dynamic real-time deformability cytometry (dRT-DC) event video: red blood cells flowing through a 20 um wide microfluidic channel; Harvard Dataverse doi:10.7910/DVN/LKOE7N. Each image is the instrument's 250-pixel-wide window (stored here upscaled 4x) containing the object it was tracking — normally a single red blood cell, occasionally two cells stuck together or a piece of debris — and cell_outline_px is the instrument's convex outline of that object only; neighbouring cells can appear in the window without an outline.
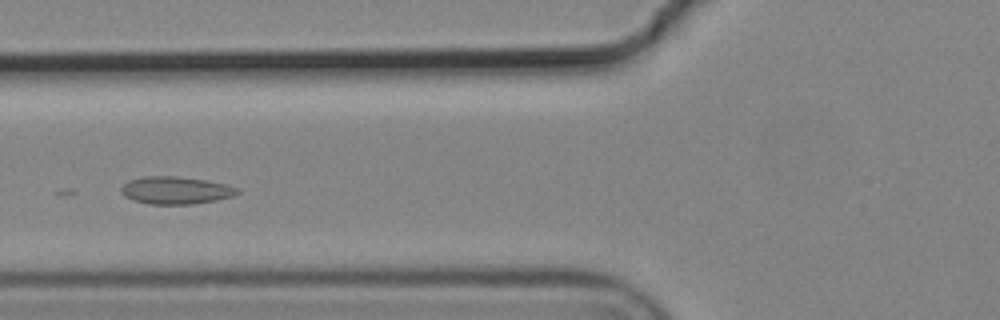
{"species": "common noctule bat (a hibernating species)", "species_latin": "Nyctalus noctula", "temperature_condition": "cold", "stored_images_in_passage": 6, "camera_frame_rate_fps": 3000, "um_per_image_px": 0.085, "animal": {"sex": "male", "body_mass_g": 19.2, "forearm_length_mm": 51.8}, "frame": {"image": 1, "passage_image": 4, "time_ms": 1.0, "image_size_px": [1000, 320], "cell_outline_px": [[240, 192], [232, 196], [216, 200], [192, 204], [148, 204], [132, 200], [124, 196], [120, 192], [120, 188], [128, 180], [144, 176], [176, 176], [204, 180], [224, 184], [236, 188]], "centroid_in_image_um": [14.86, 16.18], "position_along_channel_um": 110.9, "area_um2": 18.55}}
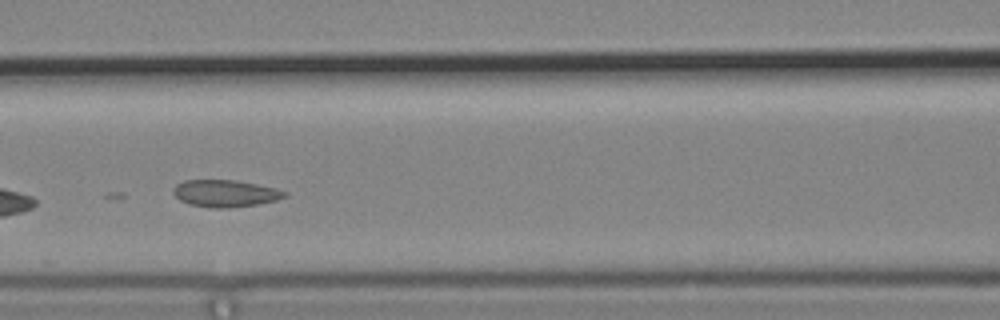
{"frame": {"image": 2, "passage_image": 5, "time_ms": 1.333, "image_size_px": [1000, 320], "cell_outline_px": [[288, 196], [276, 200], [260, 204], [228, 208], [216, 208], [188, 204], [180, 200], [172, 192], [172, 188], [176, 184], [184, 180], [236, 180], [276, 188], [288, 192]], "centroid_in_image_um": [19.16, 16.44], "position_along_channel_um": 147.4, "area_um2": 17.69}}
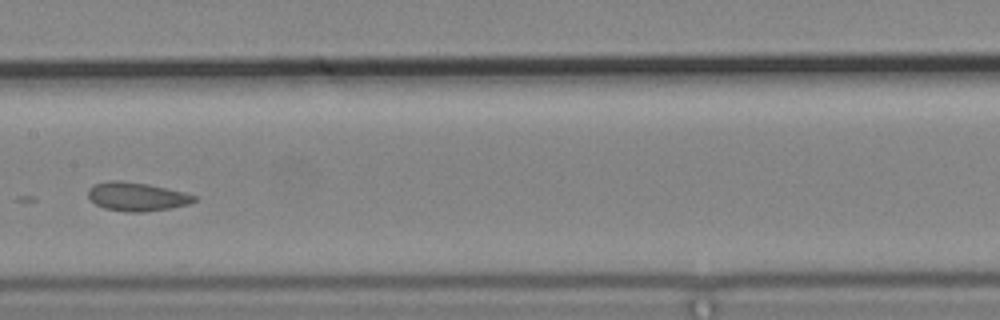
{"frame": {"image": 3, "passage_image": 6, "time_ms": 1.667, "image_size_px": [1000, 320], "cell_outline_px": [[196, 200], [188, 204], [168, 208], [144, 212], [128, 212], [104, 208], [96, 204], [88, 196], [88, 188], [92, 184], [108, 180], [124, 180], [148, 184], [184, 192], [196, 196]], "centroid_in_image_um": [11.58, 16.69], "position_along_channel_um": 195.8, "area_um2": 17.74}}